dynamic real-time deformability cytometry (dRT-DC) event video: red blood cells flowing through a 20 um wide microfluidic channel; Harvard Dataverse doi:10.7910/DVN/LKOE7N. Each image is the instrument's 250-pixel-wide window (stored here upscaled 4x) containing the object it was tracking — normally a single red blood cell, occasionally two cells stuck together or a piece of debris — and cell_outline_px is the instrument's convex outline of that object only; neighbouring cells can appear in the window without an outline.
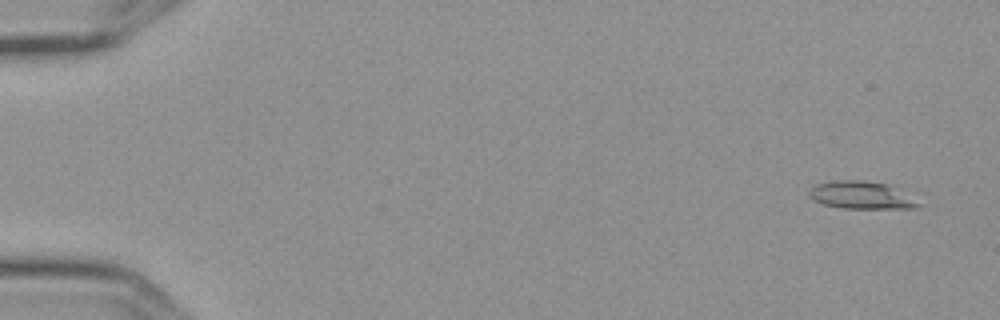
{"species": "Egyptian fruit bat (a non-hibernating species)", "species_latin": "Rousettus aegyptiacus", "temperature_condition": "cold", "stored_images_in_passage": 5, "camera_frame_rate_fps": 3000, "um_per_image_px": 0.085, "frame": {"image": 1, "passage_image": 1, "time_ms": 0.0, "image_size_px": [1000, 320], "cell_outline_px": [[924, 204], [916, 208], [840, 208], [824, 204], [808, 196], [808, 192], [816, 184], [836, 180], [856, 180], [888, 184]], "centroid_in_image_um": [73.22, 16.6], "position_along_channel_um": 11.8, "area_um2": 17.34}}
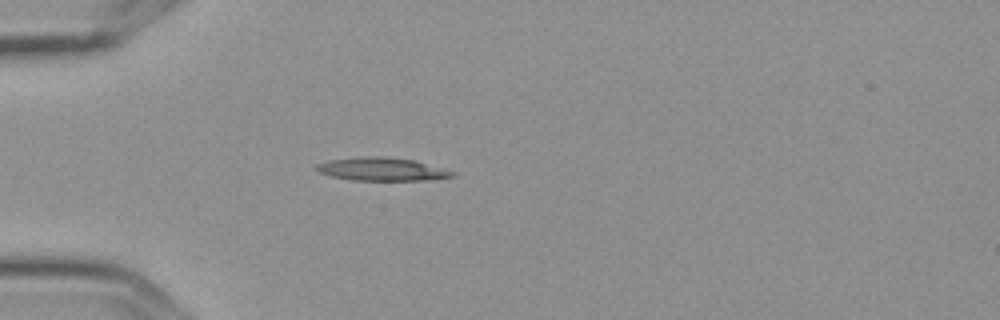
{"frame": {"image": 2, "passage_image": 5, "time_ms": 1.333, "image_size_px": [1000, 320], "cell_outline_px": [[456, 176], [436, 180], [352, 180], [332, 176], [320, 172], [316, 168], [316, 164], [328, 160], [368, 156], [384, 156], [416, 160], [456, 172]], "centroid_in_image_um": [32.54, 14.38], "position_along_channel_um": 52.5, "area_um2": 18.44}}